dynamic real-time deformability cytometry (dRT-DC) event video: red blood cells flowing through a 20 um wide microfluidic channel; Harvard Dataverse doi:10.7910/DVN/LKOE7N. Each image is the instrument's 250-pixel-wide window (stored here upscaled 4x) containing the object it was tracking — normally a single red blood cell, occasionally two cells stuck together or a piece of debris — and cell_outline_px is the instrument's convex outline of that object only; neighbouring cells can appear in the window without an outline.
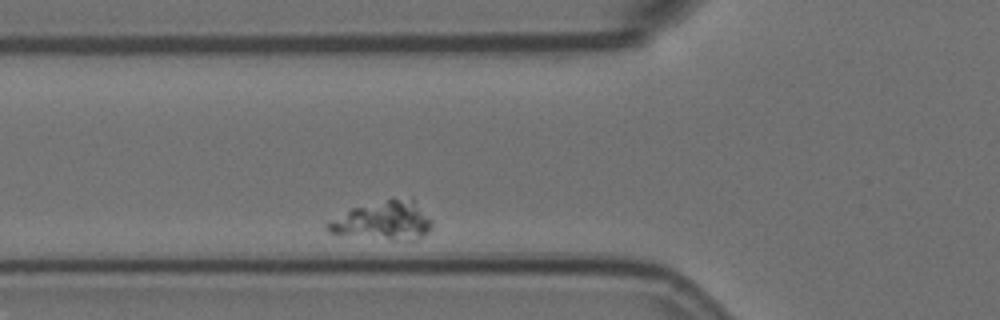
{"species": "Egyptian fruit bat (a non-hibernating species)", "species_latin": "Rousettus aegyptiacus", "temperature_condition": "room temperature", "stored_images_in_passage": 2, "camera_frame_rate_fps": 3000, "um_per_image_px": 0.085, "animal": {"sex": "female"}, "frame": {"image": 1, "passage_image": 2, "time_ms": 0.333, "image_size_px": [1000, 320], "cell_outline_px": [[432, 228], [428, 232], [416, 240], [412, 240], [328, 232], [324, 228], [324, 224], [328, 220], [352, 208], [392, 196], [412, 196], [432, 220]], "centroid_in_image_um": [32.63, 18.67], "position_along_channel_um": 93.2, "area_um2": 23.64}}